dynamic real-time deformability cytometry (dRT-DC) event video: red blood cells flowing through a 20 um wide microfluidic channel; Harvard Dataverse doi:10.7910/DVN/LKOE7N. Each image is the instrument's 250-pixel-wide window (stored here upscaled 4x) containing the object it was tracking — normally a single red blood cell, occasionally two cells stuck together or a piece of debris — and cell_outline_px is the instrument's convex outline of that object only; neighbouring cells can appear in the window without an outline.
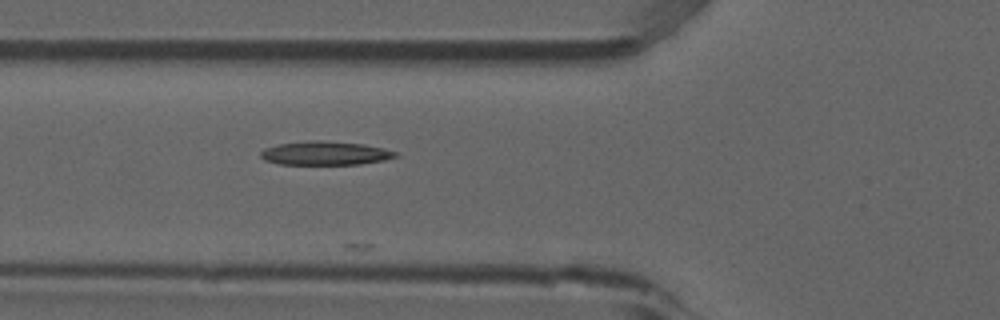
{"species": "common noctule bat (a hibernating species)", "species_latin": "Nyctalus noctula", "temperature_condition": "room temperature", "stored_images_in_passage": 5, "camera_frame_rate_fps": 3000, "um_per_image_px": 0.085, "animal": {"sex": "male", "forearm_length_mm": 52.5}, "frame": {"image": 1, "passage_image": 5, "time_ms": 1.333, "image_size_px": [1000, 320], "cell_outline_px": [[400, 156], [384, 160], [360, 164], [280, 164], [264, 160], [260, 156], [260, 152], [264, 148], [280, 144], [308, 140], [312, 140], [364, 144], [384, 148], [400, 152]], "centroid_in_image_um": [27.68, 13.02], "position_along_channel_um": 98.1, "area_um2": 18.67}}